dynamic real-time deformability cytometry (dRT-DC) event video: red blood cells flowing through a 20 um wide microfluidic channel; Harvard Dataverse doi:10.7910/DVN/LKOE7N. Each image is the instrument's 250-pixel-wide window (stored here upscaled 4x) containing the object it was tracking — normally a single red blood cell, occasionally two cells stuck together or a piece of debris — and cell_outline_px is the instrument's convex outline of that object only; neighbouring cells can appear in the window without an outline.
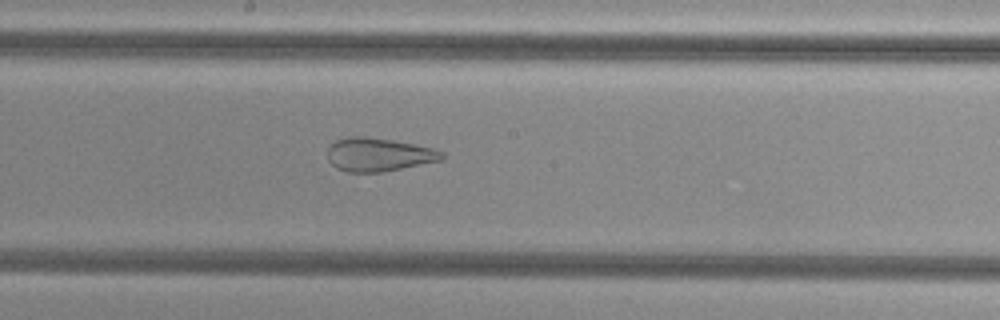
{"species": "common noctule bat (a hibernating species)", "species_latin": "Nyctalus noctula", "temperature_condition": "cold", "stored_images_in_passage": 43, "camera_frame_rate_fps": 3000, "um_per_image_px": 0.085, "animal": {"sex": "female", "body_mass_g": 29.2, "forearm_length_mm": 56.3}, "frame": {"image": 1, "passage_image": 19, "time_ms": 6.0, "image_size_px": [1000, 320], "cell_outline_px": [[444, 156], [440, 160], [384, 172], [348, 172], [336, 168], [328, 160], [328, 148], [336, 140], [348, 136], [364, 136], [392, 140], [416, 144], [432, 148], [444, 152]], "centroid_in_image_um": [32.17, 13.14], "position_along_channel_um": 216.0, "area_um2": 22.25}}
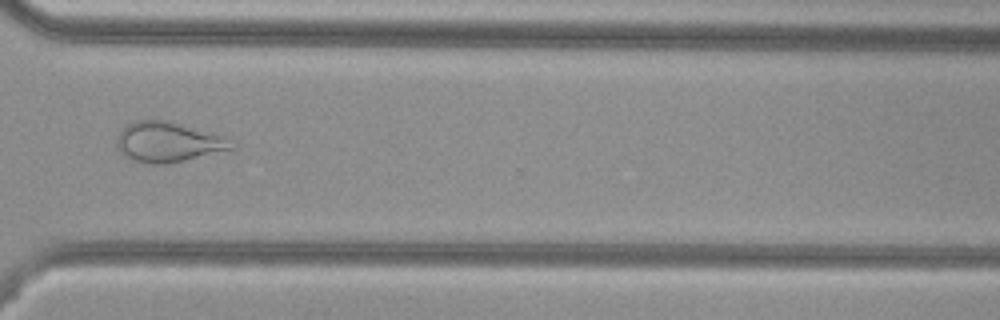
{"frame": {"image": 2, "passage_image": 30, "time_ms": 9.667, "image_size_px": [1000, 320], "cell_outline_px": [[236, 148], [184, 160], [164, 164], [152, 164], [132, 160], [124, 156], [116, 148], [116, 136], [132, 120], [172, 120], [224, 136], [236, 144]], "centroid_in_image_um": [14.28, 12.05], "position_along_channel_um": 356.3, "area_um2": 27.11}}
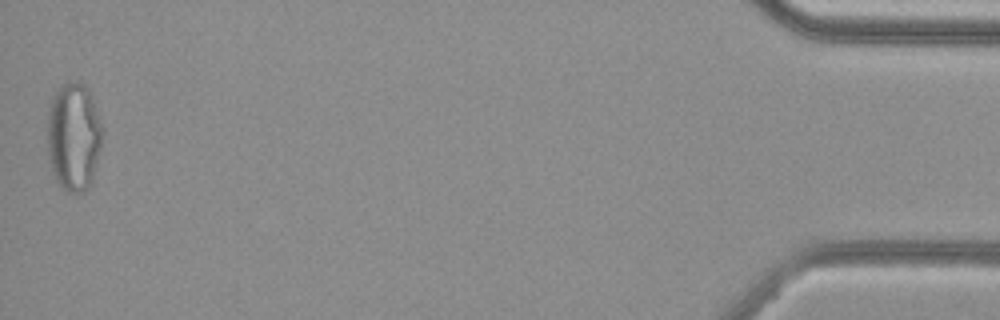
{"frame": {"image": 3, "passage_image": 43, "time_ms": 14.0, "image_size_px": [1000, 320], "cell_outline_px": [[104, 132], [92, 180], [88, 188], [84, 192], [64, 192], [60, 188], [52, 172], [48, 152], [48, 112], [52, 96], [68, 80], [80, 80], [84, 84], [92, 96], [104, 128]], "centroid_in_image_um": [6.28, 11.61], "position_along_channel_um": 428.9, "area_um2": 35.26}, "authors_computed_cell_mechanics": {"area_um2": 29.9404, "velocity_mm_per_s": 3.8255, "shape_relaxation_time_tau1_ms": null, "shape_relaxation_time_tau2_ms": 1.5376, "deformation_change_tau1": null, "deformation_change_tau2": 0.0983}}